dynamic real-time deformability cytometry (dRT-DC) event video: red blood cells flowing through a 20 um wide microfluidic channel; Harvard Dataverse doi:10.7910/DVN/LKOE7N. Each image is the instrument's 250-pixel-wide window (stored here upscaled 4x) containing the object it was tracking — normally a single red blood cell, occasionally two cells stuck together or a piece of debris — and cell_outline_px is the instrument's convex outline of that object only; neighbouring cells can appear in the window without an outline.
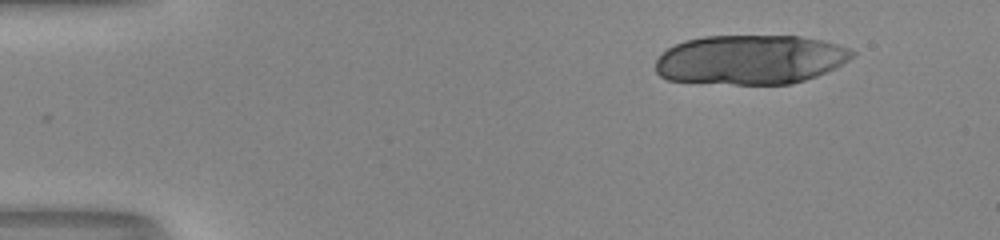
{"species": "human", "species_latin": "Homo sapiens", "temperature_condition": "room temperature", "stored_images_in_passage": 48, "camera_frame_rate_fps": 3000, "um_per_image_px": 0.085, "donor": {"sex": "male"}, "frame": {"image": 1, "passage_image": 1, "time_ms": 0.0, "image_size_px": [1000, 240], "cell_outline_px": [[856, 56], [836, 68], [816, 76], [792, 84], [732, 84], [668, 80], [660, 76], [656, 72], [656, 60], [668, 48], [684, 40], [704, 36], [800, 36], [820, 40], [836, 44], [848, 48], [856, 52]], "centroid_in_image_um": [63.8, 5.07], "position_along_channel_um": 21.2, "area_um2": 56.76}}
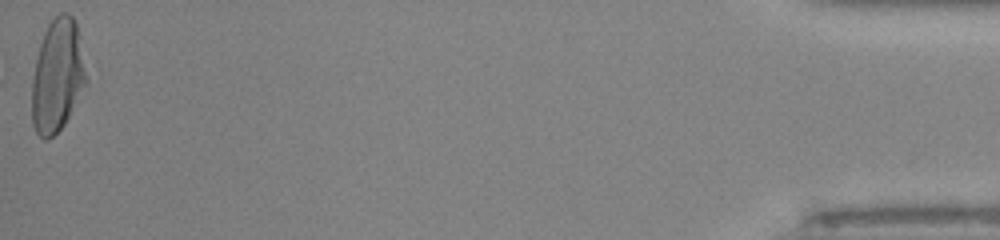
{"frame": {"image": 2, "passage_image": 48, "time_ms": 15.667, "image_size_px": [1000, 240], "cell_outline_px": [[88, 84], [64, 124], [48, 140], [44, 140], [36, 132], [32, 124], [32, 80], [36, 60], [40, 44], [44, 32], [48, 24], [60, 12], [68, 12], [72, 16], [76, 24], [88, 80]], "centroid_in_image_um": [4.89, 6.46], "position_along_channel_um": 430.3, "area_um2": 35.72}, "authors_computed_cell_mechanics": {"area_um2": 35.4892, "velocity_mm_per_s": 4.0011, "shape_relaxation_time_tau1_ms": 5.4919, "shape_relaxation_time_tau2_ms": 1.1146, "deformation_change_tau1": 0.269, "deformation_change_tau2": 0.0487}}